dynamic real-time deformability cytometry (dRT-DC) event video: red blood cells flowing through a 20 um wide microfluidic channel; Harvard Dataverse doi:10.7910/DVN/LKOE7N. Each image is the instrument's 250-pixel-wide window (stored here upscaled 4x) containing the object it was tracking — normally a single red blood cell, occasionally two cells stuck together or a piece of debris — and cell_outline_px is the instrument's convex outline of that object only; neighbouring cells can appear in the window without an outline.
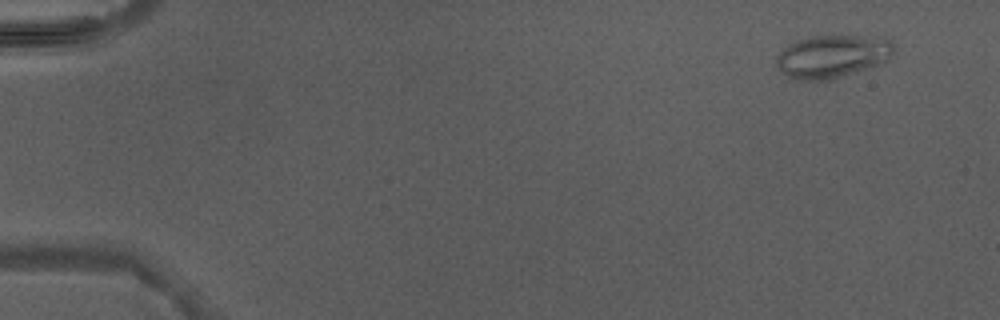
{"species": "Egyptian fruit bat (a non-hibernating species)", "species_latin": "Rousettus aegyptiacus", "temperature_condition": "warm", "stored_images_in_passage": 4, "camera_frame_rate_fps": 3000, "um_per_image_px": 0.085, "animal": {"sex": "male"}, "frame": {"image": 1, "passage_image": 1, "time_ms": 0.0, "image_size_px": [1000, 320], "cell_outline_px": [[892, 52], [888, 60], [880, 64], [828, 80], [796, 80], [788, 76], [776, 64], [776, 56], [788, 44], [796, 40], [816, 36], [856, 36], [888, 40], [892, 44]], "centroid_in_image_um": [70.69, 4.8], "position_along_channel_um": 14.3, "area_um2": 28.67}}